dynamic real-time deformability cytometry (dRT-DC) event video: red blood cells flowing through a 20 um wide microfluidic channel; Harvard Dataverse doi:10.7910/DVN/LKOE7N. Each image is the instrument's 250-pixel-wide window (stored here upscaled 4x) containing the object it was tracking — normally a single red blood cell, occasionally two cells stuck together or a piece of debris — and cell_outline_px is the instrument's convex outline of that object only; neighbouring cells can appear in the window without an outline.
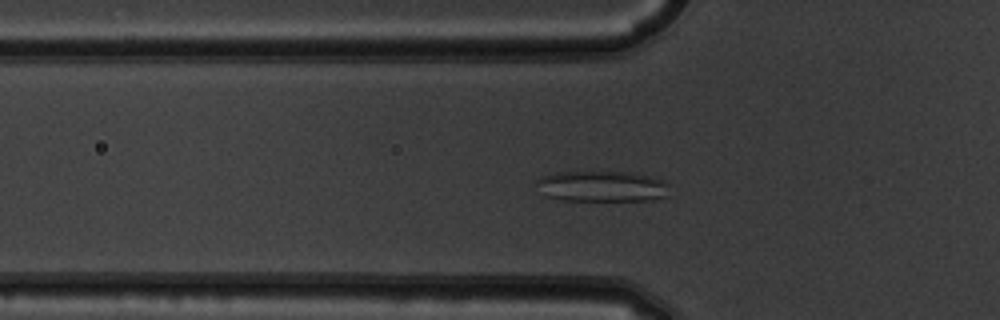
{"species": "common noctule bat (a hibernating species)", "species_latin": "Nyctalus noctula", "temperature_condition": "warm", "stored_images_in_passage": 43, "segment_of_instrument_passage": [1, 2], "camera_frame_rate_fps": 3000, "um_per_image_px": 0.085, "animal": {"sex": "male", "body_mass_g": 19.5, "forearm_length_mm": 54.6}, "frame": {"image": 1, "passage_image": 7, "time_ms": 2.0, "image_size_px": [1000, 320], "cell_outline_px": [[668, 196], [652, 200], [564, 200], [548, 196], [536, 180], [540, 176], [556, 172], [628, 172], [648, 176], [664, 180], [668, 184]], "centroid_in_image_um": [51.23, 15.83], "position_along_channel_um": 74.6, "area_um2": 23.52}}
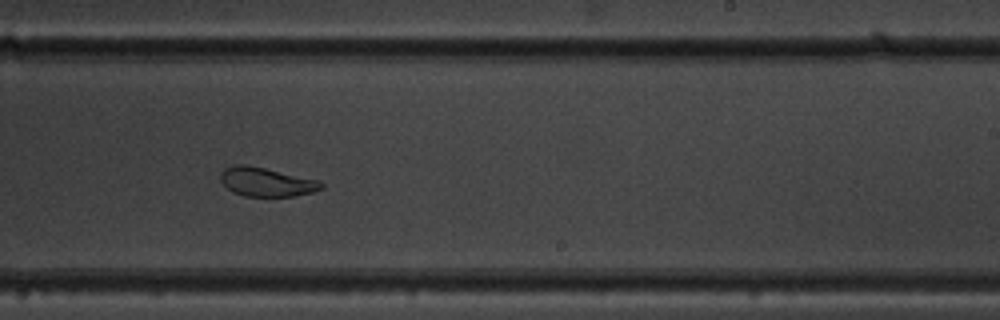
{"frame": {"image": 2, "passage_image": 22, "time_ms": 7.0, "image_size_px": [1000, 320], "cell_outline_px": [[324, 188], [312, 192], [292, 196], [244, 196], [232, 192], [220, 180], [220, 172], [224, 168], [236, 164], [244, 164], [264, 168], [320, 180], [324, 184]], "centroid_in_image_um": [22.64, 15.46], "position_along_channel_um": 266.4, "area_um2": 16.99}}
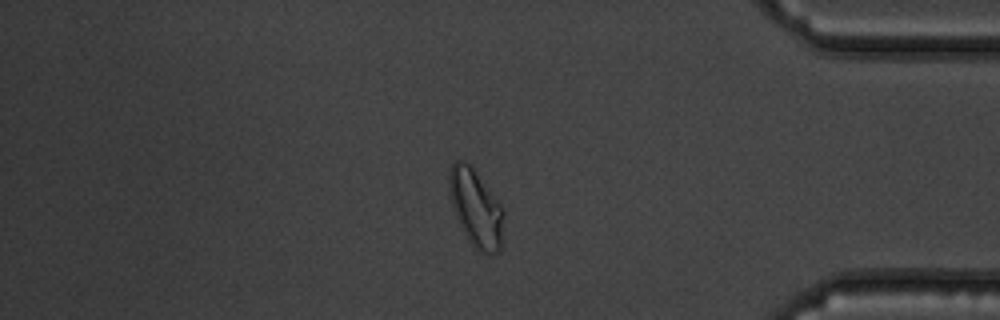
{"frame": {"image": 3, "passage_image": 34, "time_ms": 11.0, "image_size_px": [1000, 320], "cell_outline_px": [[504, 244], [500, 252], [488, 256], [480, 252], [468, 240], [456, 216], [452, 204], [448, 188], [448, 172], [452, 164], [456, 160], [464, 160], [472, 168], [504, 208]], "centroid_in_image_um": [40.49, 17.76], "position_along_channel_um": 394.7, "area_um2": 24.97}}